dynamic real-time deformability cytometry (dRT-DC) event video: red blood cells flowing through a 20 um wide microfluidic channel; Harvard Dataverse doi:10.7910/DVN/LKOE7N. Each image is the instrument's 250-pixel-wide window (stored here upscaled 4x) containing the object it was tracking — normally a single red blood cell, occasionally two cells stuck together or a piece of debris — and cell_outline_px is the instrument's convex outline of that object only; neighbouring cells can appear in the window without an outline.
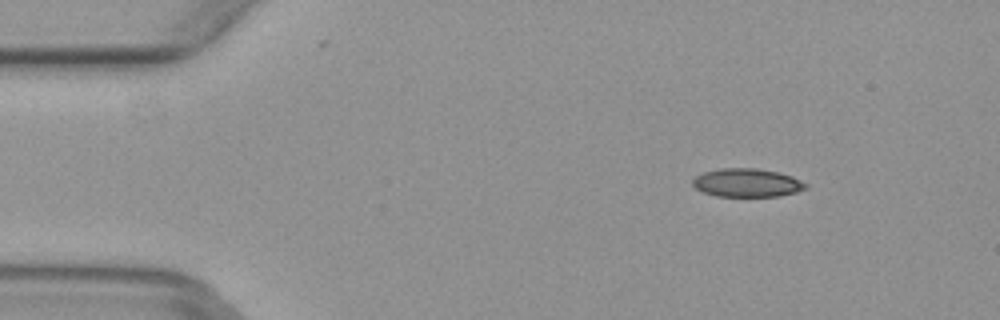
{"species": "common noctule bat (a hibernating species)", "species_latin": "Nyctalus noctula", "temperature_condition": "warm", "stored_images_in_passage": 3, "camera_frame_rate_fps": 3000, "um_per_image_px": 0.085, "animal": {"sex": "female", "body_mass_g": 29.2, "forearm_length_mm": 56.3}, "frame": {"image": 1, "passage_image": 1, "time_ms": 0.0, "image_size_px": [1000, 320], "cell_outline_px": [[808, 188], [796, 192], [780, 196], [716, 196], [704, 192], [696, 188], [692, 184], [692, 180], [696, 176], [704, 172], [720, 168], [756, 168], [776, 172], [792, 176], [808, 184]], "centroid_in_image_um": [63.51, 15.53], "position_along_channel_um": 21.5, "area_um2": 18.67}}